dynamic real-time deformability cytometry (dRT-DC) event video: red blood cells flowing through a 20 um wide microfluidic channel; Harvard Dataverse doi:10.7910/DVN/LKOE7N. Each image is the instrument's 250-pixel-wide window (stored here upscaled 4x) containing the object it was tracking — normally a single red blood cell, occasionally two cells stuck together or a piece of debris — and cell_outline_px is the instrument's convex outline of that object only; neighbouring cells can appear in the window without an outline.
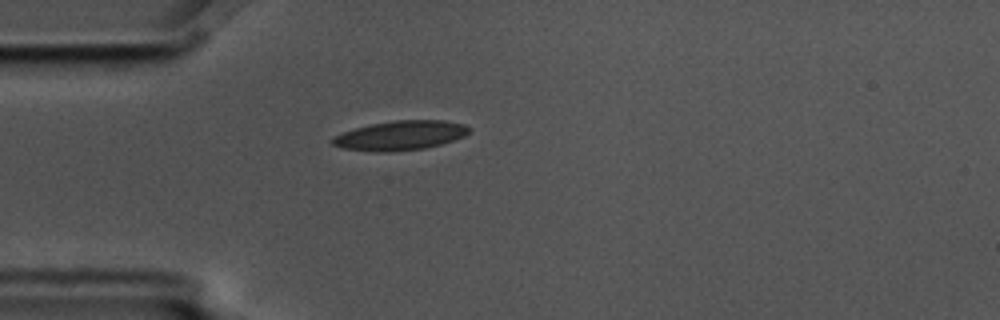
{"species": "common noctule bat (a hibernating species)", "species_latin": "Nyctalus noctula", "temperature_condition": "cold", "stored_images_in_passage": 3, "camera_frame_rate_fps": 3000, "um_per_image_px": 0.085, "animal": {"sex": "male", "body_mass_g": 17.5, "forearm_length_mm": 52.3}, "frame": {"image": 1, "passage_image": 1, "time_ms": 0.0, "image_size_px": [1000, 320], "cell_outline_px": [[472, 128], [464, 136], [440, 144], [424, 148], [388, 152], [376, 152], [344, 148], [332, 144], [332, 140], [336, 136], [344, 132], [356, 128], [372, 124], [396, 120], [444, 120], [464, 124]], "centroid_in_image_um": [34.07, 11.51], "position_along_channel_um": 50.9, "area_um2": 23.06}}